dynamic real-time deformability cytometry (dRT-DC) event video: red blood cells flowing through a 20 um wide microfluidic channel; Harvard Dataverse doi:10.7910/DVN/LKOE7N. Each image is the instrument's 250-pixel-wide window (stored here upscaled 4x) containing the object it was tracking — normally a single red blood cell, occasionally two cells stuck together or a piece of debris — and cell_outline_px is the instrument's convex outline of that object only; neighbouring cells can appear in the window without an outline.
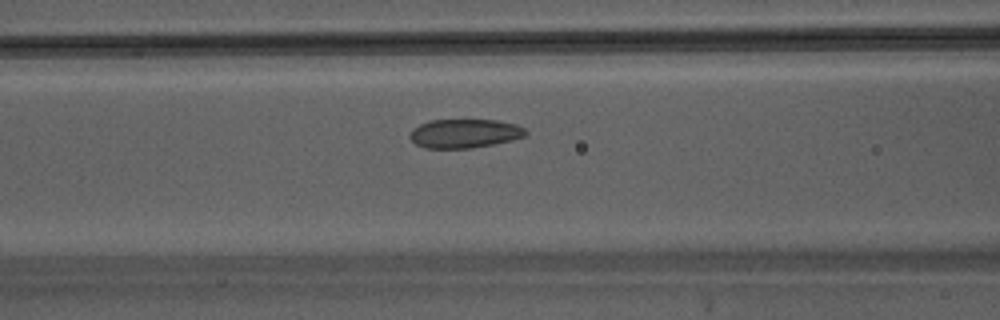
{"species": "Egyptian fruit bat (a non-hibernating species)", "species_latin": "Rousettus aegyptiacus", "temperature_condition": "warm", "stored_images_in_passage": 32, "camera_frame_rate_fps": 3000, "um_per_image_px": 0.085, "animal": {"sex": "male"}, "frame": {"image": 1, "passage_image": 10, "time_ms": 3.0, "image_size_px": [1000, 320], "cell_outline_px": [[528, 132], [524, 136], [512, 140], [472, 148], [424, 148], [416, 144], [408, 136], [412, 128], [428, 120], [496, 120], [516, 124], [524, 128]], "centroid_in_image_um": [39.46, 11.34], "position_along_channel_um": 127.1, "area_um2": 19.54}}
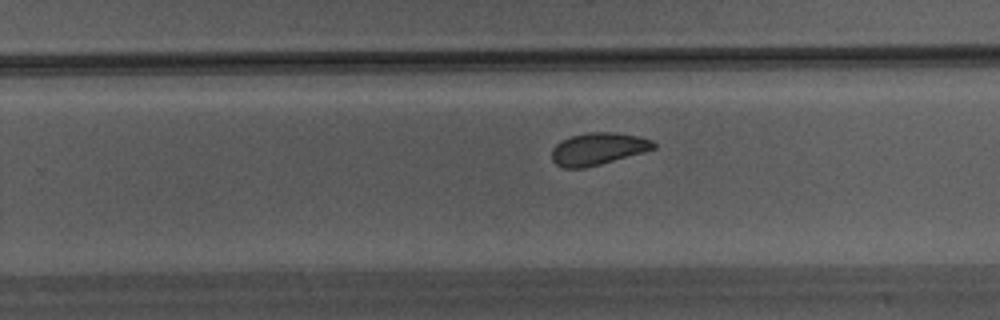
{"frame": {"image": 2, "passage_image": 20, "time_ms": 6.333, "image_size_px": [1000, 320], "cell_outline_px": [[656, 148], [644, 152], [600, 164], [584, 168], [564, 168], [556, 164], [552, 160], [552, 148], [560, 140], [572, 136], [588, 132], [616, 132], [640, 136], [652, 140], [656, 144]], "centroid_in_image_um": [50.84, 12.64], "position_along_channel_um": 279.0, "area_um2": 19.19}}
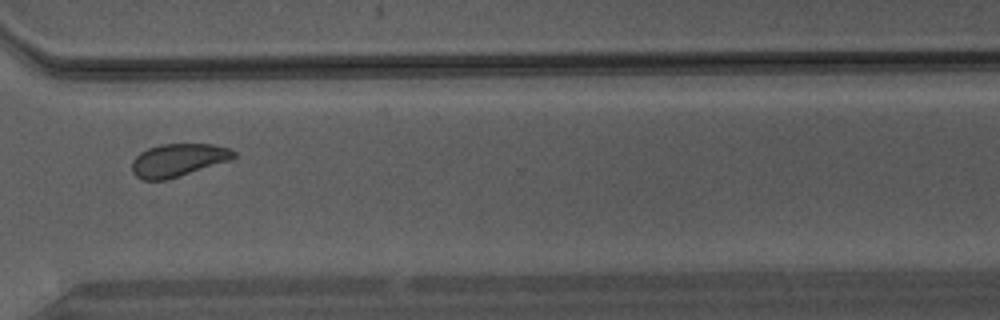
{"frame": {"image": 3, "passage_image": 25, "time_ms": 8.0, "image_size_px": [1000, 320], "cell_outline_px": [[236, 156], [232, 160], [180, 176], [164, 180], [144, 180], [136, 176], [132, 172], [132, 160], [140, 152], [148, 148], [160, 144], [212, 144], [228, 148], [236, 152]], "centroid_in_image_um": [15.15, 13.61], "position_along_channel_um": 355.5, "area_um2": 19.59}}